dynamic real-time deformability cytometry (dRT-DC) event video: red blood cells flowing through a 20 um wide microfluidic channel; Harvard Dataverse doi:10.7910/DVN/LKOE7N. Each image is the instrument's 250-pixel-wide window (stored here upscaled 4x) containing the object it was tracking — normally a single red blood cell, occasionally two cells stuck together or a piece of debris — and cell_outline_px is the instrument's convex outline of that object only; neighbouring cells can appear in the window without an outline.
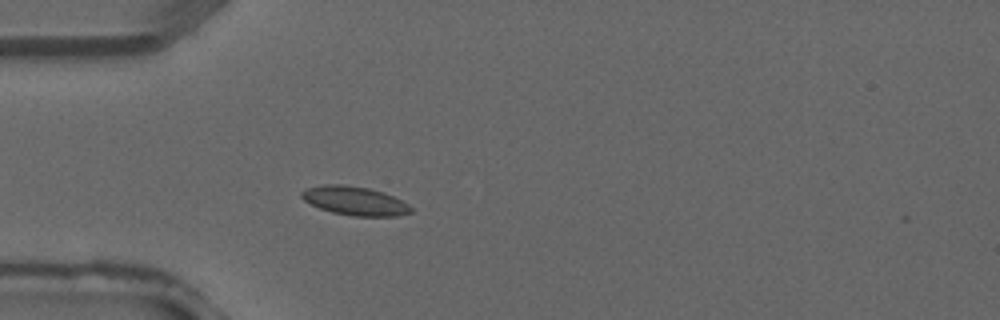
{"species": "common noctule bat (a hibernating species)", "species_latin": "Nyctalus noctula", "temperature_condition": "warm", "stored_images_in_passage": 3, "camera_frame_rate_fps": 3000, "um_per_image_px": 0.085, "animal": {"sex": "male", "forearm_length_mm": 52.5}, "frame": {"image": 1, "passage_image": 3, "time_ms": 0.667, "image_size_px": [1000, 320], "cell_outline_px": [[412, 212], [396, 216], [352, 216], [332, 212], [320, 208], [304, 200], [300, 196], [300, 192], [304, 188], [324, 184], [344, 184], [368, 188], [384, 192], [408, 204], [412, 208]], "centroid_in_image_um": [30.12, 17.06], "position_along_channel_um": 54.9, "area_um2": 18.38}}